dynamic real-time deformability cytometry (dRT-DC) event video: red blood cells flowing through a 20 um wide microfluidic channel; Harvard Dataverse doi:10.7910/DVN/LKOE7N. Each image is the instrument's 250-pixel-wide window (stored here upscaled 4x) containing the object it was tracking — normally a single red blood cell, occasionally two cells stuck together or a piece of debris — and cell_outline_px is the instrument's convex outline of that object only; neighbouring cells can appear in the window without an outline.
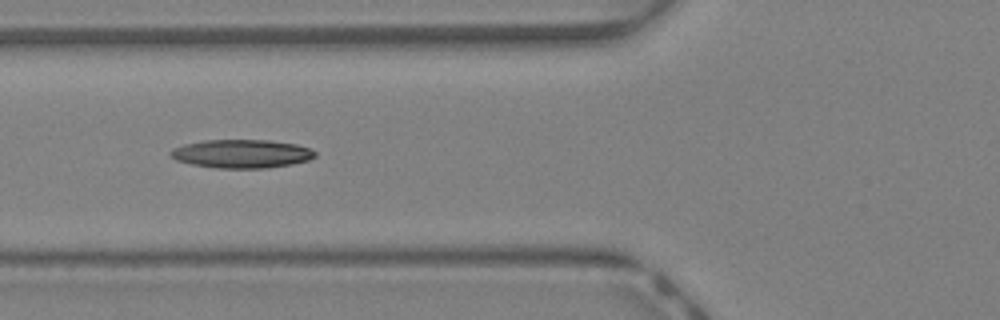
{"species": "Egyptian fruit bat (a non-hibernating species)", "species_latin": "Rousettus aegyptiacus", "temperature_condition": "warm", "stored_images_in_passage": 9, "camera_frame_rate_fps": 3000, "um_per_image_px": 0.085, "animal": {"sex": "female"}, "frame": {"image": 1, "passage_image": 4, "time_ms": 1.0, "image_size_px": [1000, 320], "cell_outline_px": [[316, 156], [308, 160], [292, 164], [268, 168], [216, 168], [192, 164], [176, 160], [168, 152], [172, 148], [184, 144], [204, 140], [268, 140], [296, 144], [308, 148], [316, 152]], "centroid_in_image_um": [20.53, 13.07], "position_along_channel_um": 105.3, "area_um2": 23.99}}
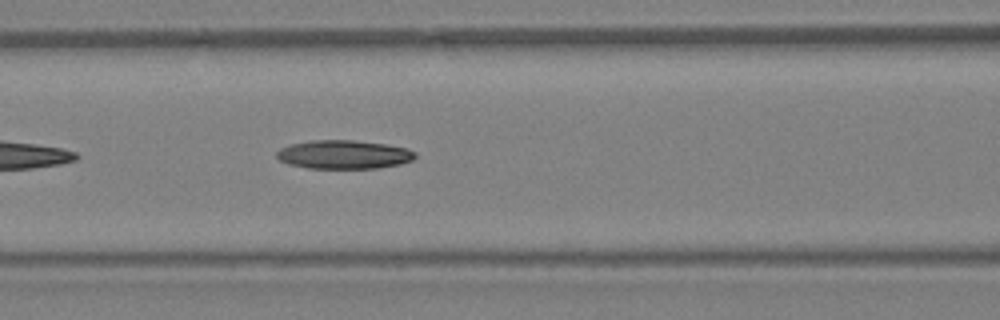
{"frame": {"image": 2, "passage_image": 6, "time_ms": 1.667, "image_size_px": [1000, 320], "cell_outline_px": [[416, 156], [412, 160], [400, 164], [376, 168], [308, 168], [288, 164], [280, 160], [276, 156], [276, 152], [280, 148], [292, 144], [312, 140], [352, 140], [388, 144], [408, 148], [416, 152]], "centroid_in_image_um": [29.24, 13.13], "position_along_channel_um": 137.4, "area_um2": 23.18}}